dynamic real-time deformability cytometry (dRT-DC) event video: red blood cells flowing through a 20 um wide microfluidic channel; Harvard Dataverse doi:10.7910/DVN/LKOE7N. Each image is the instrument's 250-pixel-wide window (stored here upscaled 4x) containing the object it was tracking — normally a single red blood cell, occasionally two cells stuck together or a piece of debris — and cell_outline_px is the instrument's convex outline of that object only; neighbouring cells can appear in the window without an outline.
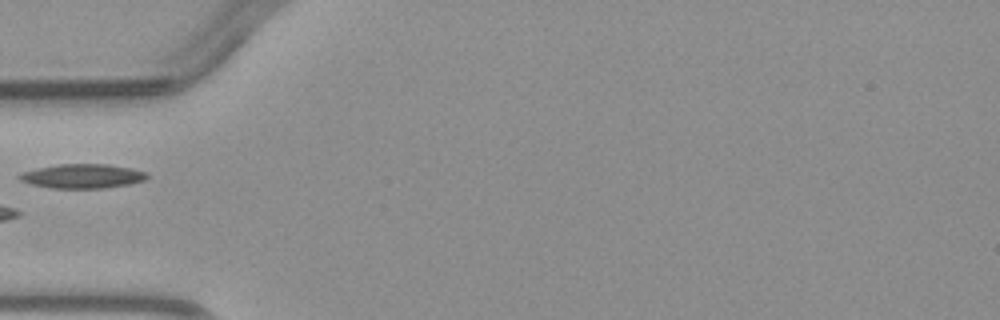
{"species": "common noctule bat (a hibernating species)", "species_latin": "Nyctalus noctula", "temperature_condition": "warm", "stored_images_in_passage": 4, "camera_frame_rate_fps": 3000, "um_per_image_px": 0.085, "animal": {"sex": "male", "body_mass_g": 23.1, "forearm_length_mm": 52.7}, "frame": {"image": 1, "passage_image": 4, "time_ms": 4.667, "image_size_px": [1000, 320], "cell_outline_px": [[148, 176], [144, 180], [128, 184], [104, 188], [52, 188], [32, 184], [20, 180], [16, 176], [24, 172], [36, 168], [60, 164], [108, 164], [132, 168], [148, 172]], "centroid_in_image_um": [7.03, 14.96], "position_along_channel_um": 78.0, "area_um2": 17.98}}